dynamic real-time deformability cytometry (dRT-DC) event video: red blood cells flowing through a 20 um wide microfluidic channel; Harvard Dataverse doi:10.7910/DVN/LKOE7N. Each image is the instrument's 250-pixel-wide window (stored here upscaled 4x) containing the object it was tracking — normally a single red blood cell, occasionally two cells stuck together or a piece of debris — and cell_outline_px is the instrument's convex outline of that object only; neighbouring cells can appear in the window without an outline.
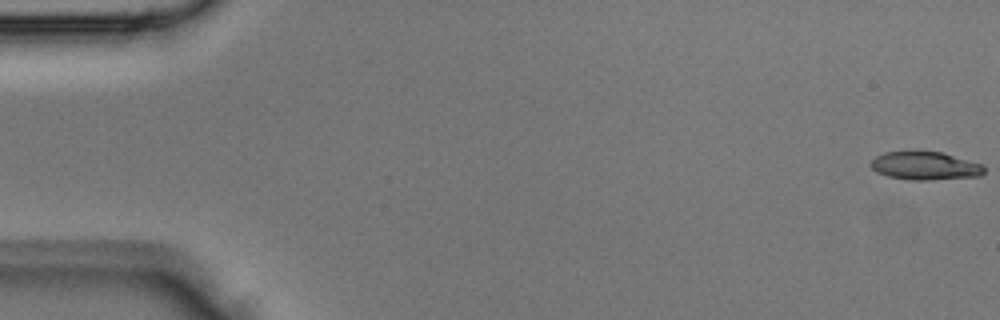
{"species": "Egyptian fruit bat (a non-hibernating species)", "species_latin": "Rousettus aegyptiacus", "temperature_condition": "room temperature", "stored_images_in_passage": 4, "camera_frame_rate_fps": 3000, "um_per_image_px": 0.085, "animal": {"sex": "male"}, "frame": {"image": 1, "passage_image": 1, "time_ms": 0.0, "image_size_px": [1000, 320], "cell_outline_px": [[984, 172], [980, 176], [932, 180], [912, 180], [888, 176], [876, 172], [868, 164], [876, 156], [884, 152], [920, 148], [944, 152], [984, 164]], "centroid_in_image_um": [78.62, 14.04], "position_along_channel_um": 6.4, "area_um2": 19.59}}
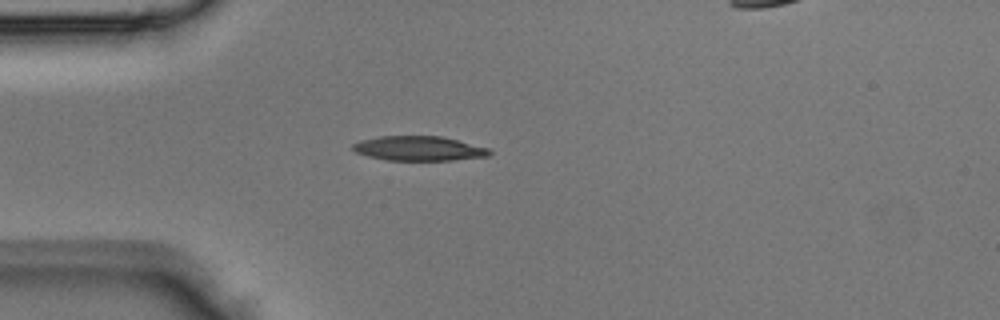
{"frame": {"image": 2, "passage_image": 4, "time_ms": 1.0, "image_size_px": [1000, 320], "cell_outline_px": [[492, 152], [488, 156], [452, 160], [388, 160], [368, 156], [356, 152], [352, 148], [352, 144], [360, 140], [380, 136], [440, 136], [488, 148]], "centroid_in_image_um": [35.57, 12.62], "position_along_channel_um": 49.4, "area_um2": 19.36}}